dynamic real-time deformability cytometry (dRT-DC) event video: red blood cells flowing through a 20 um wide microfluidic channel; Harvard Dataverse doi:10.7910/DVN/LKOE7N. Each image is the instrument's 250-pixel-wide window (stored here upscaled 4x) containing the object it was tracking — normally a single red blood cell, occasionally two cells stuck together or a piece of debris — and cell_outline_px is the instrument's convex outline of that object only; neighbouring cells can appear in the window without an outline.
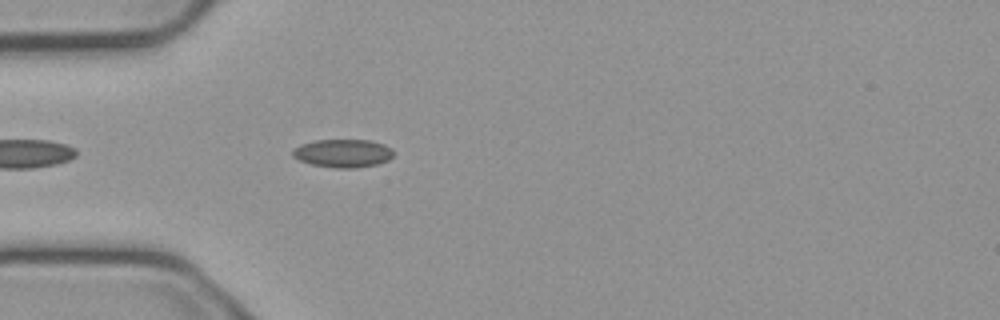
{"species": "common noctule bat (a hibernating species)", "species_latin": "Nyctalus noctula", "temperature_condition": "cold", "stored_images_in_passage": 11, "camera_frame_rate_fps": 3000, "um_per_image_px": 0.085, "animal": {"sex": "male", "body_mass_g": 23.1, "forearm_length_mm": 52.7}, "frame": {"image": 1, "passage_image": 4, "time_ms": 1.0, "image_size_px": [1000, 320], "cell_outline_px": [[392, 156], [388, 160], [376, 164], [356, 168], [336, 168], [312, 164], [300, 160], [292, 156], [292, 148], [300, 144], [316, 140], [368, 140], [384, 144], [392, 148]], "centroid_in_image_um": [29.12, 13.02], "position_along_channel_um": 55.9, "area_um2": 16.53}}
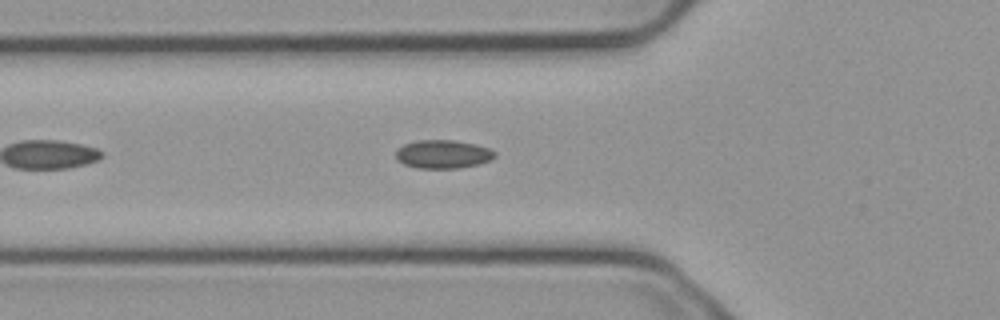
{"frame": {"image": 2, "passage_image": 7, "time_ms": 2.0, "image_size_px": [1000, 320], "cell_outline_px": [[496, 156], [488, 160], [476, 164], [460, 168], [416, 168], [404, 164], [396, 160], [396, 152], [404, 144], [420, 140], [452, 140], [476, 144], [488, 148], [496, 152]], "centroid_in_image_um": [37.64, 13.11], "position_along_channel_um": 88.2, "area_um2": 16.24}}